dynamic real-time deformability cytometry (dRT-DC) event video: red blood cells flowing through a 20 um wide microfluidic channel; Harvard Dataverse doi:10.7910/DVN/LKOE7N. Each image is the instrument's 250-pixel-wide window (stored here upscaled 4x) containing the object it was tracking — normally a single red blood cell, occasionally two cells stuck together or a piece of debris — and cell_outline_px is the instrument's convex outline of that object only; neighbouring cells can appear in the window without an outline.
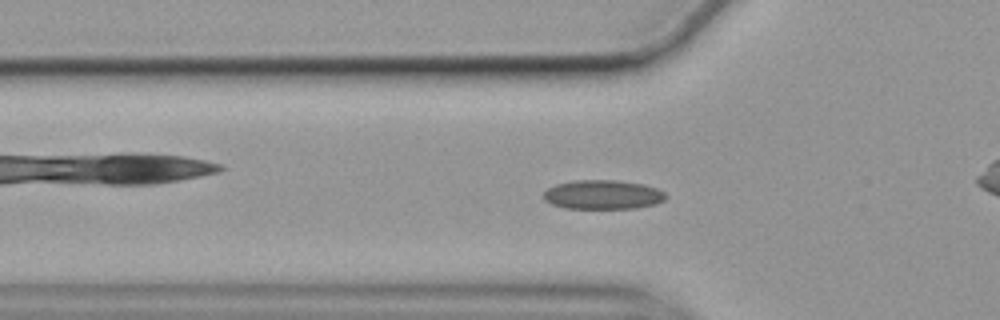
{"species": "common noctule bat (a hibernating species)", "species_latin": "Nyctalus noctula", "temperature_condition": "cold", "stored_images_in_passage": 57, "camera_frame_rate_fps": 3000, "um_per_image_px": 0.085, "animal": {"sex": "female", "body_mass_g": 19.9}, "frame": {"image": 1, "passage_image": 18, "time_ms": 5.667, "image_size_px": [1000, 320], "cell_outline_px": [[668, 196], [664, 200], [656, 204], [636, 208], [564, 208], [552, 204], [544, 200], [544, 192], [548, 188], [556, 184], [576, 180], [616, 180], [644, 184], [656, 188], [664, 192]], "centroid_in_image_um": [51.26, 16.54], "position_along_channel_um": 74.5, "area_um2": 20.81}}
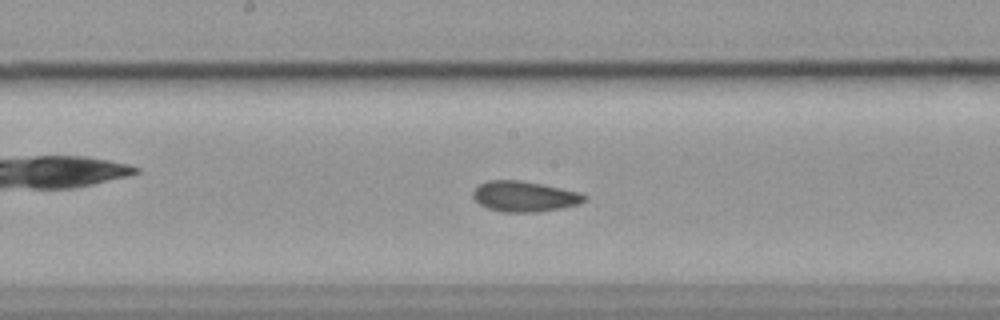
{"frame": {"image": 2, "passage_image": 29, "time_ms": 9.333, "image_size_px": [1000, 320], "cell_outline_px": [[584, 200], [576, 204], [560, 208], [536, 212], [504, 212], [488, 208], [480, 204], [472, 196], [472, 192], [480, 184], [488, 180], [520, 180], [560, 188], [576, 192], [584, 196]], "centroid_in_image_um": [44.49, 16.69], "position_along_channel_um": 203.7, "area_um2": 19.31}}
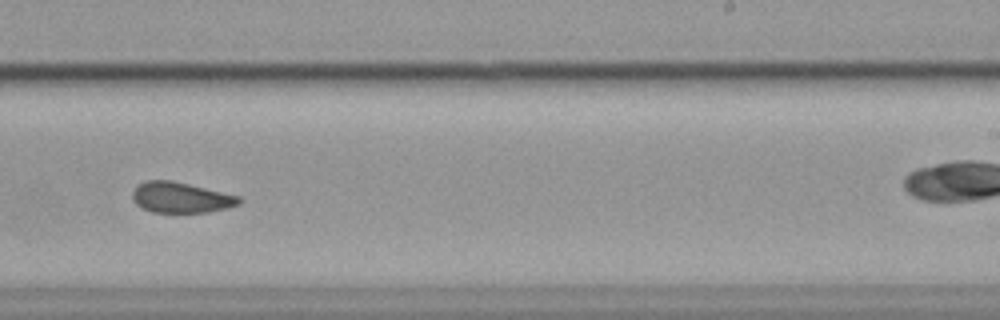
{"frame": {"image": 3, "passage_image": 35, "time_ms": 11.333, "image_size_px": [1000, 320], "cell_outline_px": [[244, 200], [240, 204], [228, 208], [208, 212], [152, 212], [136, 204], [132, 200], [132, 192], [136, 184], [144, 180], [172, 180], [240, 196]], "centroid_in_image_um": [15.37, 16.78], "position_along_channel_um": 273.6, "area_um2": 19.25}, "authors_computed_cell_mechanics": {"area_um2": 19.9988, "velocity_mm_per_s": 3.5228, "shape_relaxation_time_tau1_ms": null, "shape_relaxation_time_tau2_ms": 2.8578, "deformation_change_tau1": null, "deformation_change_tau2": 0.0768}}